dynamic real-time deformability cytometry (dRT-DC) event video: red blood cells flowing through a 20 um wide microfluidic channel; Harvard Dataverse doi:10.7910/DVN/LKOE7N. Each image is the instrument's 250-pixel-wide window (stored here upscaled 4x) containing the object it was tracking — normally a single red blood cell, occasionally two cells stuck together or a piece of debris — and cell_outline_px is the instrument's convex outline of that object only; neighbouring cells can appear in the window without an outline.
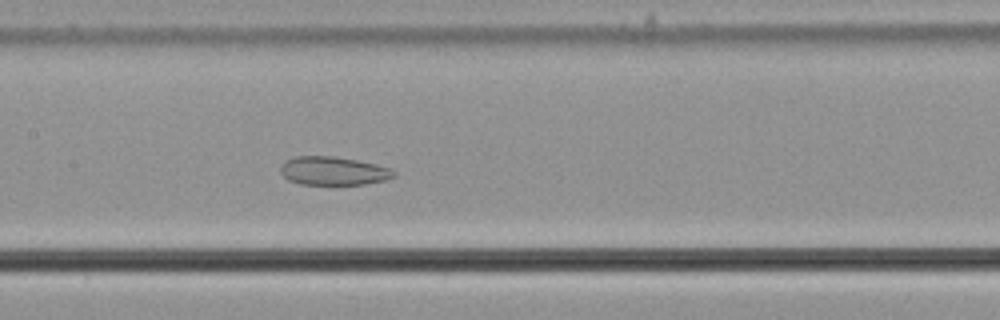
{"species": "common noctule bat (a hibernating species)", "species_latin": "Nyctalus noctula", "temperature_condition": "cold", "stored_images_in_passage": 58, "camera_frame_rate_fps": 3000, "um_per_image_px": 0.085, "animal": {"sex": "male", "body_mass_g": 21.5, "forearm_length_mm": 52.0}, "frame": {"image": 1, "passage_image": 29, "time_ms": 9.333, "image_size_px": [1000, 320], "cell_outline_px": [[396, 176], [384, 180], [364, 184], [300, 184], [288, 180], [280, 172], [280, 168], [288, 160], [296, 156], [332, 156], [356, 160], [376, 164], [388, 168], [396, 172]], "centroid_in_image_um": [28.34, 14.53], "position_along_channel_um": 179.1, "area_um2": 18.55}}
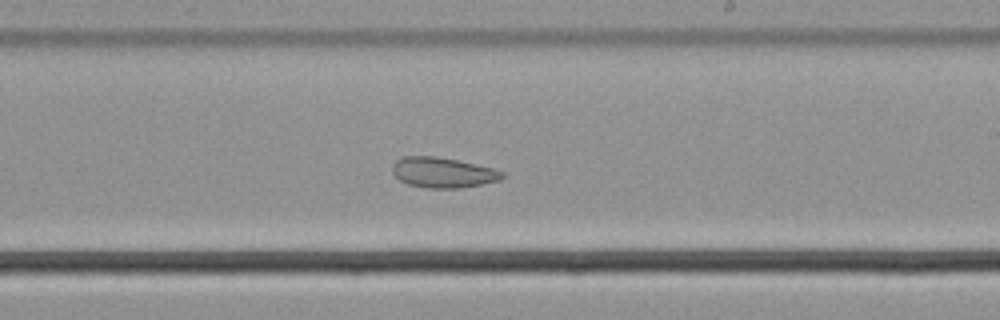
{"frame": {"image": 2, "passage_image": 35, "time_ms": 11.333, "image_size_px": [1000, 320], "cell_outline_px": [[504, 176], [500, 180], [460, 188], [424, 188], [408, 184], [400, 180], [392, 172], [392, 164], [396, 160], [404, 156], [436, 156], [496, 168], [504, 172]], "centroid_in_image_um": [37.64, 14.66], "position_along_channel_um": 251.4, "area_um2": 19.48}}
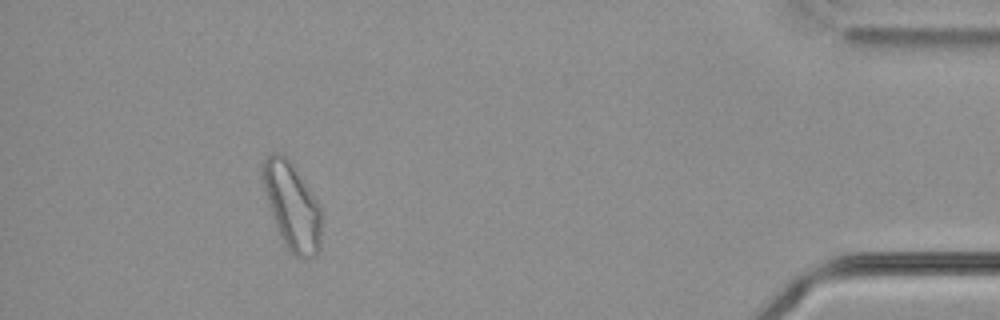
{"frame": {"image": 3, "passage_image": 53, "time_ms": 17.333, "image_size_px": [1000, 320], "cell_outline_px": [[320, 248], [316, 256], [304, 260], [300, 260], [284, 244], [272, 216], [268, 204], [260, 176], [260, 168], [264, 160], [272, 152], [280, 152], [288, 156], [296, 168], [316, 200], [320, 208]], "centroid_in_image_um": [24.79, 17.49], "position_along_channel_um": 410.4, "area_um2": 30.0}, "authors_computed_cell_mechanics": {"area_um2": 26.7036, "velocity_mm_per_s": 3.6221, "shape_relaxation_time_tau1_ms": null, "shape_relaxation_time_tau2_ms": 2.1942, "deformation_change_tau1": null, "deformation_change_tau2": 0.0736}}